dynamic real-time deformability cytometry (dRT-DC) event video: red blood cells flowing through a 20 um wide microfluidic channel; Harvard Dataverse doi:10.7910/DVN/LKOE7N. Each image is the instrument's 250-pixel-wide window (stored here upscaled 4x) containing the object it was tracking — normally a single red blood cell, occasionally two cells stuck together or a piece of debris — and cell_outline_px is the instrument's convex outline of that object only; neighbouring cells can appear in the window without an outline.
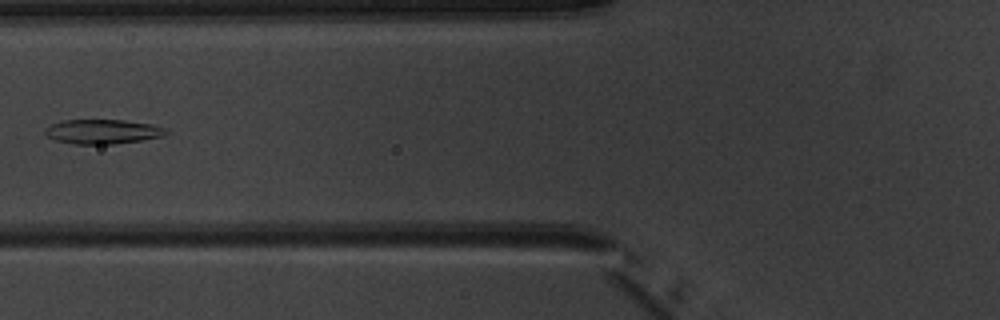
{"species": "common noctule bat (a hibernating species)", "species_latin": "Nyctalus noctula", "temperature_condition": "warm", "stored_images_in_passage": 7, "camera_frame_rate_fps": 3000, "um_per_image_px": 0.085, "animal": {"sex": "male", "body_mass_g": 20.1, "forearm_length_mm": 53.5}, "frame": {"image": 1, "passage_image": 7, "time_ms": 7.333, "image_size_px": [1000, 320], "cell_outline_px": [[168, 132], [164, 136], [116, 144], [76, 144], [56, 140], [48, 136], [44, 132], [44, 128], [52, 124], [64, 120], [124, 120], [152, 124], [164, 128]], "centroid_in_image_um": [8.73, 11.18], "position_along_channel_um": 117.1, "area_um2": 17.17}}